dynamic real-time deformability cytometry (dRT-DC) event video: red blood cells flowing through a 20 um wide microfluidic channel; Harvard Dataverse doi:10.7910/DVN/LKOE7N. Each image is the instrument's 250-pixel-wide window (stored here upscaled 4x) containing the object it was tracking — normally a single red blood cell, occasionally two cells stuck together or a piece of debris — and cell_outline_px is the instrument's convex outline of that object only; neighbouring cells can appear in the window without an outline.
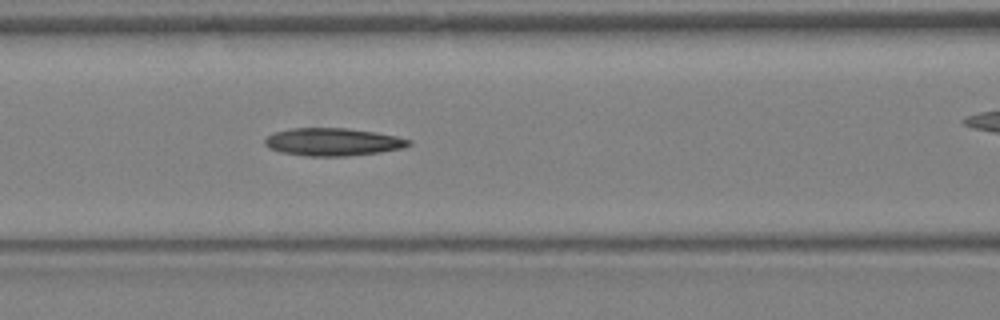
{"species": "Egyptian fruit bat (a non-hibernating species)", "species_latin": "Rousettus aegyptiacus", "temperature_condition": "warm", "stored_images_in_passage": 17, "camera_frame_rate_fps": 3000, "um_per_image_px": 0.085, "animal": {"sex": "female"}, "frame": {"image": 1, "passage_image": 12, "time_ms": 3.667, "image_size_px": [1000, 320], "cell_outline_px": [[412, 144], [400, 148], [380, 152], [344, 156], [308, 156], [280, 152], [268, 148], [264, 144], [264, 140], [268, 136], [276, 132], [292, 128], [348, 128], [376, 132], [396, 136], [412, 140]], "centroid_in_image_um": [28.29, 12.06], "position_along_channel_um": 138.3, "area_um2": 23.18}}